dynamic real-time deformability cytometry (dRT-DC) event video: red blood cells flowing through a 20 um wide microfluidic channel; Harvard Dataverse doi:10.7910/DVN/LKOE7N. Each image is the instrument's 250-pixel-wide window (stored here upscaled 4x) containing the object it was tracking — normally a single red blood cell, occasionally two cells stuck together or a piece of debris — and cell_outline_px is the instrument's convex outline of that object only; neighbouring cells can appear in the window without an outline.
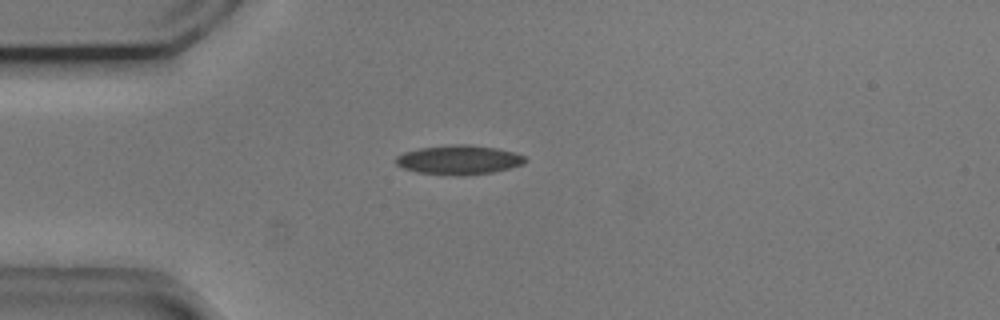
{"species": "common noctule bat (a hibernating species)", "species_latin": "Nyctalus noctula", "temperature_condition": "cold", "stored_images_in_passage": 42, "camera_frame_rate_fps": 3000, "um_per_image_px": 0.085, "animal": {"sex": "male", "body_mass_g": 20.5, "forearm_length_mm": 52.5}, "frame": {"image": 1, "passage_image": 2, "time_ms": 0.333, "image_size_px": [1000, 320], "cell_outline_px": [[528, 160], [524, 164], [492, 172], [464, 176], [456, 176], [416, 172], [404, 168], [396, 164], [396, 156], [404, 152], [420, 148], [456, 144], [468, 144], [496, 148], [512, 152], [524, 156]], "centroid_in_image_um": [39.0, 13.59], "position_along_channel_um": 46.0, "area_um2": 22.02}}
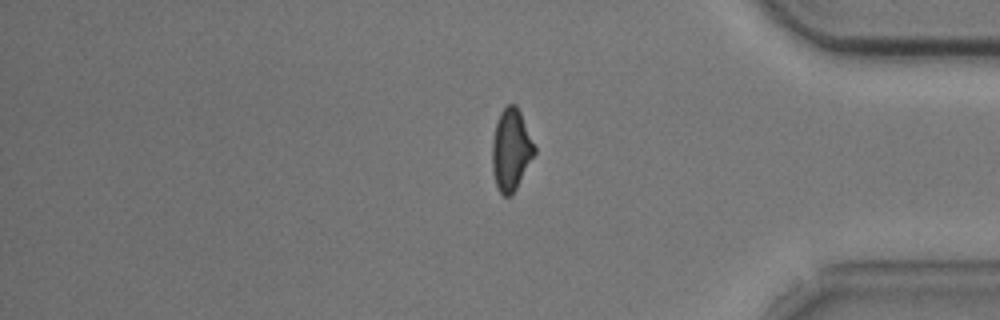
{"frame": {"image": 2, "passage_image": 33, "time_ms": 10.667, "image_size_px": [1000, 320], "cell_outline_px": [[536, 152], [512, 196], [504, 196], [496, 188], [492, 168], [492, 140], [496, 120], [500, 112], [508, 104], [516, 104], [520, 112], [536, 148]], "centroid_in_image_um": [43.42, 12.74], "position_along_channel_um": 391.8, "area_um2": 20.23}}
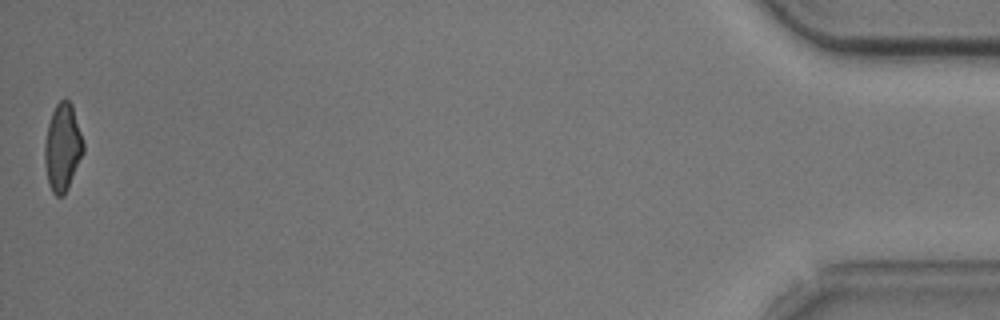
{"frame": {"image": 3, "passage_image": 42, "time_ms": 13.667, "image_size_px": [1000, 320], "cell_outline_px": [[84, 152], [68, 188], [64, 196], [56, 196], [52, 192], [48, 180], [44, 164], [44, 144], [48, 124], [52, 112], [56, 104], [60, 100], [68, 100], [72, 104], [84, 144]], "centroid_in_image_um": [5.31, 12.54], "position_along_channel_um": 429.9, "area_um2": 19.65}, "authors_computed_cell_mechanics": {"area_um2": 20.7502, "velocity_mm_per_s": 3.7134, "shape_relaxation_time_tau1_ms": 5.8284, "shape_relaxation_time_tau2_ms": 2.8019, "deformation_change_tau1": 0.1527, "deformation_change_tau2": 0.0821}}